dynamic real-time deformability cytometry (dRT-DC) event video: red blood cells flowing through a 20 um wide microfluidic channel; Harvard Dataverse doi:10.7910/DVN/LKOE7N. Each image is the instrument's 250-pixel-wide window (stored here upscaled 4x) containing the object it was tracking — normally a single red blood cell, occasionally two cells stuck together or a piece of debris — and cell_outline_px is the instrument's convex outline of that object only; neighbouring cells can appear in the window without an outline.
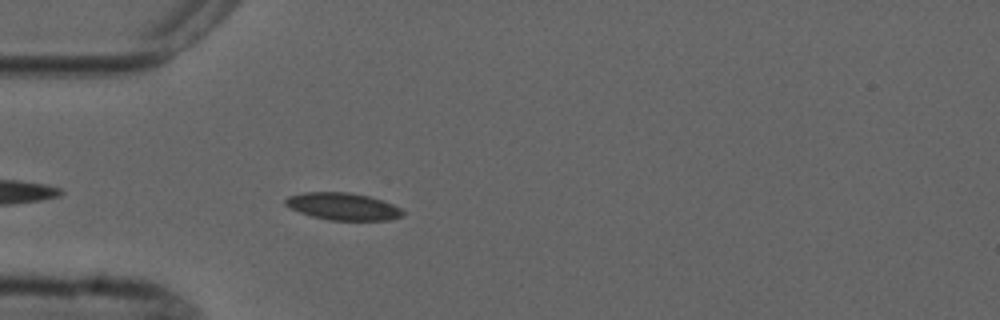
{"species": "common noctule bat (a hibernating species)", "species_latin": "Nyctalus noctula", "temperature_condition": "cold", "stored_images_in_passage": 1, "camera_frame_rate_fps": 3000, "um_per_image_px": 0.085, "animal": {"sex": "male", "forearm_length_mm": 52.5}, "frame": {"image": 1, "passage_image": 1, "time_ms": 0.0, "image_size_px": [1000, 320], "cell_outline_px": [[404, 216], [388, 220], [328, 220], [312, 216], [300, 212], [284, 204], [284, 200], [288, 196], [304, 192], [348, 192], [368, 196], [392, 204], [400, 208], [404, 212]], "centroid_in_image_um": [29.14, 17.55], "position_along_channel_um": 55.9, "area_um2": 18.5}}